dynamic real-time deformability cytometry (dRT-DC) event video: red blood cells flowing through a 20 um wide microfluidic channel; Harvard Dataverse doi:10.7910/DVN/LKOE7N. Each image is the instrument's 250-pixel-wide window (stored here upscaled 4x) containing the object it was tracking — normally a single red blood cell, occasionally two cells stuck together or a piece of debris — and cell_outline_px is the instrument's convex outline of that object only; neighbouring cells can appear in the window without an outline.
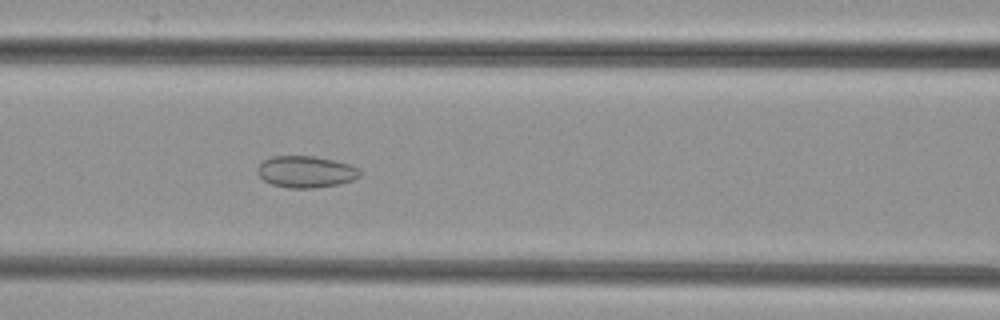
{"species": "common noctule bat (a hibernating species)", "species_latin": "Nyctalus noctula", "temperature_condition": "cold", "stored_images_in_passage": 27, "camera_frame_rate_fps": 3000, "um_per_image_px": 0.085, "animal": {"sex": "female", "body_mass_g": 29.2, "forearm_length_mm": 56.3}, "frame": {"image": 1, "passage_image": 7, "time_ms": 2.0, "image_size_px": [1000, 320], "cell_outline_px": [[360, 176], [352, 180], [340, 184], [312, 188], [288, 188], [272, 184], [264, 180], [256, 172], [256, 168], [264, 160], [272, 156], [316, 156], [336, 160], [348, 164], [356, 168], [360, 172]], "centroid_in_image_um": [25.98, 14.59], "position_along_channel_um": 140.6, "area_um2": 18.9}}
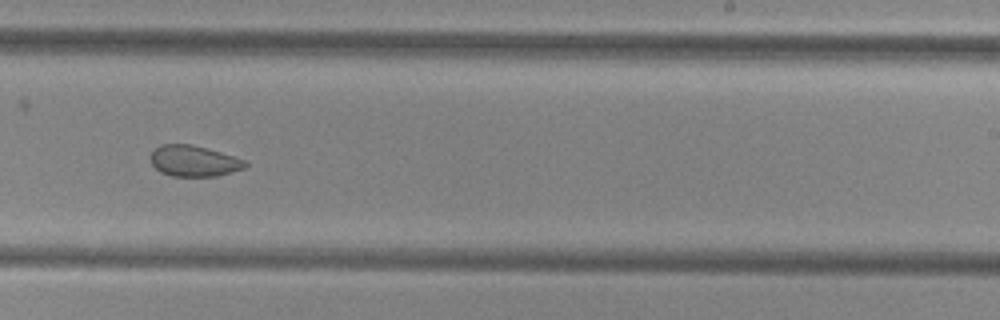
{"frame": {"image": 2, "passage_image": 17, "time_ms": 5.333, "image_size_px": [1000, 320], "cell_outline_px": [[248, 164], [244, 168], [216, 176], [172, 176], [160, 172], [152, 164], [152, 152], [160, 144], [192, 144], [248, 160]], "centroid_in_image_um": [16.51, 13.68], "position_along_channel_um": 272.5, "area_um2": 16.99}}
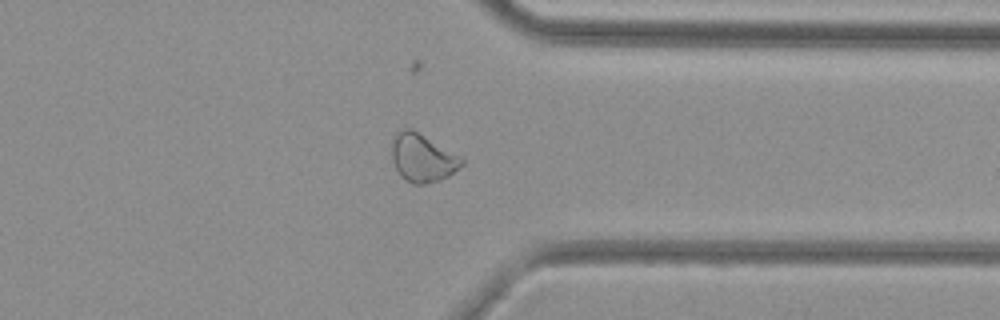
{"frame": {"image": 3, "passage_image": 25, "time_ms": 8.0, "image_size_px": [1000, 320], "cell_outline_px": [[464, 164], [448, 176], [440, 180], [424, 184], [412, 184], [400, 176], [392, 160], [392, 140], [404, 128], [412, 128], [460, 156], [464, 160]], "centroid_in_image_um": [35.91, 13.43], "position_along_channel_um": 375.5, "area_um2": 19.42}}